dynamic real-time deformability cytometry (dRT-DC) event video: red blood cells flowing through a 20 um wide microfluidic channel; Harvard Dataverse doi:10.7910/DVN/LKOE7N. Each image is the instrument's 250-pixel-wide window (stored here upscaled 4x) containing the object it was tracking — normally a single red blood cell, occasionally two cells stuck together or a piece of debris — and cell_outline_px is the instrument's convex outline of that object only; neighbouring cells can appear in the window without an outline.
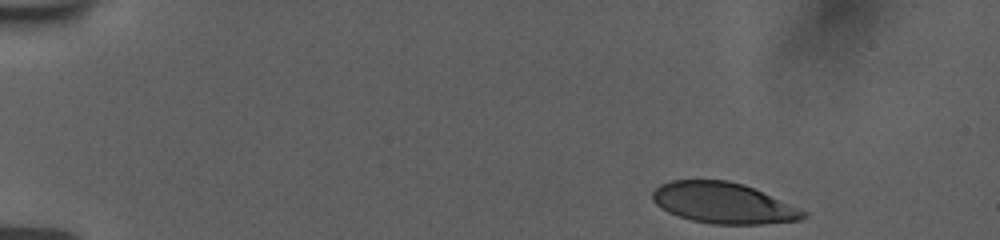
{"species": "human", "species_latin": "Homo sapiens", "temperature_condition": "room temperature", "stored_images_in_passage": 49, "camera_frame_rate_fps": 3000, "um_per_image_px": 0.085, "donor": {"sex": "female"}, "frame": {"image": 1, "passage_image": 1, "time_ms": 0.0, "image_size_px": [1000, 240], "cell_outline_px": [[808, 216], [800, 220], [760, 224], [712, 224], [692, 220], [668, 212], [656, 204], [652, 200], [652, 192], [660, 184], [672, 180], [728, 180], [744, 184], [808, 212]], "centroid_in_image_um": [61.48, 17.25], "position_along_channel_um": 23.5, "area_um2": 35.78}}
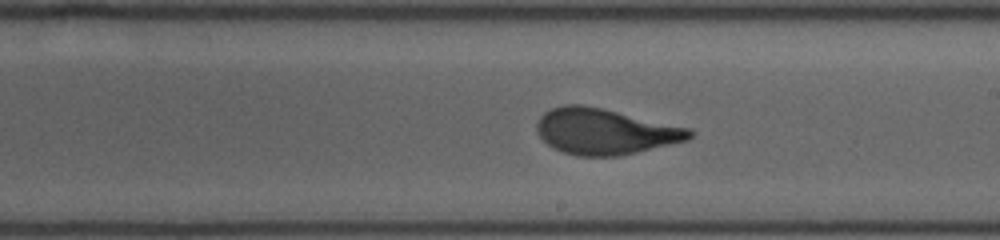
{"frame": {"image": 2, "passage_image": 27, "time_ms": 8.667, "image_size_px": [1000, 240], "cell_outline_px": [[696, 132], [688, 140], [636, 152], [616, 156], [576, 156], [552, 148], [536, 132], [536, 124], [540, 116], [544, 112], [552, 108], [564, 104], [584, 104], [604, 108], [688, 128]], "centroid_in_image_um": [51.39, 11.16], "position_along_channel_um": 237.6, "area_um2": 40.81}}
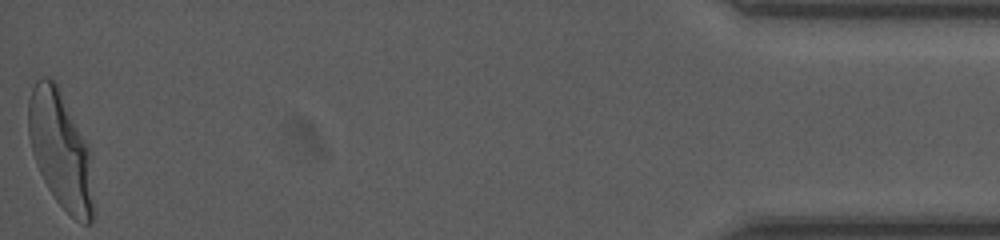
{"frame": {"image": 3, "passage_image": 49, "time_ms": 16.0, "image_size_px": [1000, 240], "cell_outline_px": [[92, 220], [88, 224], [84, 224], [76, 220], [56, 200], [48, 188], [36, 164], [28, 136], [28, 100], [32, 88], [36, 80], [40, 76], [48, 76], [56, 84], [88, 148], [92, 204]], "centroid_in_image_um": [5.08, 12.72], "position_along_channel_um": 430.1, "area_um2": 42.89}, "authors_computed_cell_mechanics": {"area_um2": 40.6912, "velocity_mm_per_s": 3.7578, "shape_relaxation_time_tau1_ms": 4.3624, "shape_relaxation_time_tau2_ms": null, "deformation_change_tau1": 0.1945, "deformation_change_tau2": null}}